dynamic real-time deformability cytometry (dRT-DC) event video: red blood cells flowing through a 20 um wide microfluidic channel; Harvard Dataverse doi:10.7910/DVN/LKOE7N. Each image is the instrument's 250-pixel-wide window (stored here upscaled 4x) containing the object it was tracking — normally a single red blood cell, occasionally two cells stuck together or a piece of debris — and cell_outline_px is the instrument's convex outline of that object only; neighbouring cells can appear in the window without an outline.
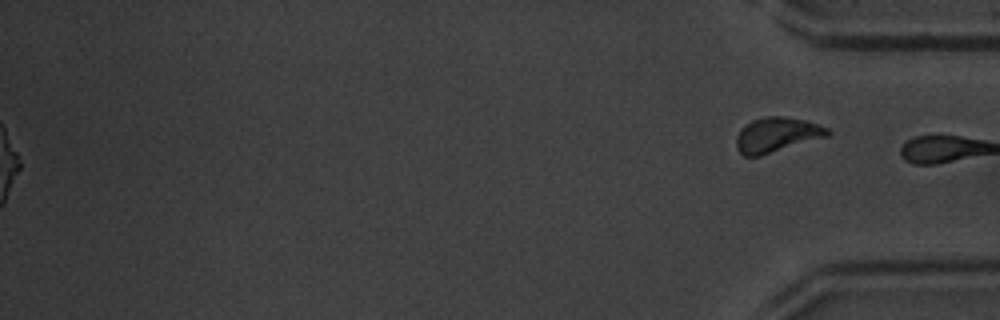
{"species": "common noctule bat (a hibernating species)", "species_latin": "Nyctalus noctula", "temperature_condition": "warm", "stored_images_in_passage": 51, "camera_frame_rate_fps": 3000, "um_per_image_px": 0.085, "animal": {"sex": "male", "body_mass_g": 20.1, "forearm_length_mm": 53.5}, "frame": {"image": 1, "passage_image": 51, "time_ms": 16.667, "image_size_px": [1000, 320], "cell_outline_px": [[832, 132], [828, 136], [760, 156], [744, 156], [736, 148], [736, 136], [740, 128], [752, 120], [764, 116], [784, 116], [804, 120], [828, 128]], "centroid_in_image_um": [66.0, 11.45], "position_along_channel_um": 369.2, "area_um2": 18.55}, "authors_computed_cell_mechanics": {"area_um2": 19.4786, "velocity_mm_per_s": 4.2034, "shape_relaxation_time_tau1_ms": 2.2688, "shape_relaxation_time_tau2_ms": 3.3033, "deformation_change_tau1": 0.1129, "deformation_change_tau2": 0.0807}}